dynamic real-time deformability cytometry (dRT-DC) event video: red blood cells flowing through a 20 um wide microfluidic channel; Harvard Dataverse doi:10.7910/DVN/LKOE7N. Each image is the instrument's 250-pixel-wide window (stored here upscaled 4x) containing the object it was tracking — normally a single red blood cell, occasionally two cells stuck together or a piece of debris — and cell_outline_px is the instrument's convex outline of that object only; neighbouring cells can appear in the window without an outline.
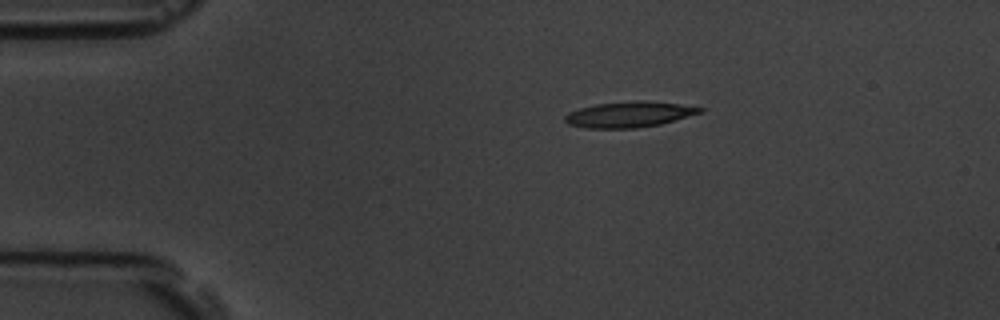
{"species": "common noctule bat (a hibernating species)", "species_latin": "Nyctalus noctula", "temperature_condition": "room temperature", "stored_images_in_passage": 10, "camera_frame_rate_fps": 3000, "um_per_image_px": 0.085, "animal": {"sex": "male", "body_mass_g": 19.5, "forearm_length_mm": 54.6}, "frame": {"image": 1, "passage_image": 4, "time_ms": 3.333, "image_size_px": [1000, 320], "cell_outline_px": [[704, 112], [660, 124], [636, 128], [584, 128], [568, 124], [564, 120], [564, 116], [568, 112], [580, 108], [596, 104], [636, 100], [644, 100], [680, 104], [704, 108]], "centroid_in_image_um": [53.47, 9.72], "position_along_channel_um": 31.5, "area_um2": 20.29}}
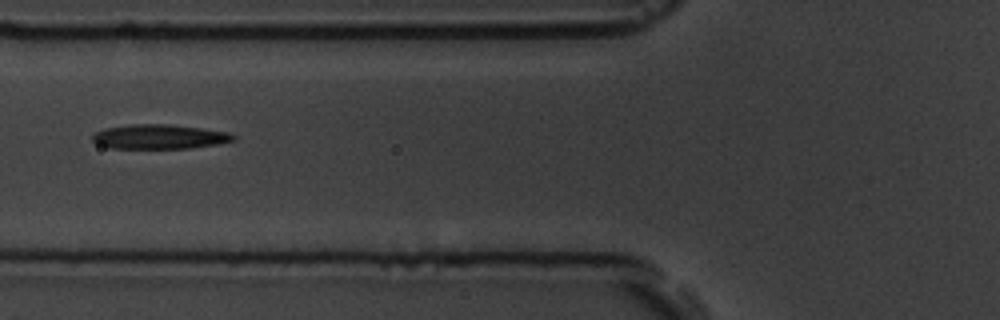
{"frame": {"image": 2, "passage_image": 7, "time_ms": 7.0, "image_size_px": [1000, 320], "cell_outline_px": [[236, 140], [216, 144], [188, 148], [108, 148], [96, 144], [92, 140], [92, 136], [96, 132], [104, 128], [128, 124], [168, 124], [200, 128], [228, 132], [236, 136]], "centroid_in_image_um": [13.51, 11.62], "position_along_channel_um": 112.3, "area_um2": 20.11}}
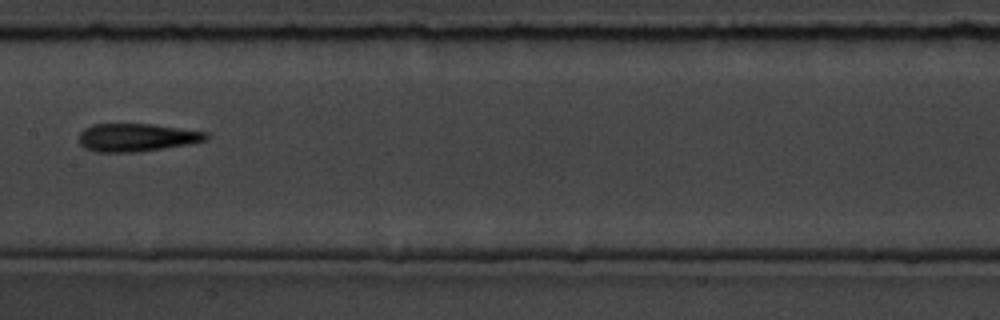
{"frame": {"image": 3, "passage_image": 9, "time_ms": 9.333, "image_size_px": [1000, 320], "cell_outline_px": [[208, 140], [188, 144], [164, 148], [136, 152], [96, 152], [84, 148], [80, 144], [80, 132], [84, 128], [92, 124], [152, 124], [208, 132]], "centroid_in_image_um": [11.61, 11.68], "position_along_channel_um": 195.8, "area_um2": 20.75}}